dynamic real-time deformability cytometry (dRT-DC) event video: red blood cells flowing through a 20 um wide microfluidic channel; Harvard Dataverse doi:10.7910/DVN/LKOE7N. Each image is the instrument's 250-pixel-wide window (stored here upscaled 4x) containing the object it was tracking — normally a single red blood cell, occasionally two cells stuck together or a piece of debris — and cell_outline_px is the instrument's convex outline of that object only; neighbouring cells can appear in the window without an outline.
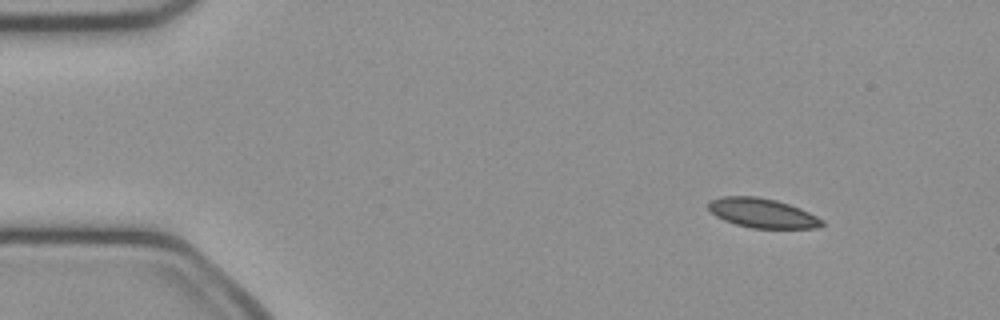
{"species": "common noctule bat (a hibernating species)", "species_latin": "Nyctalus noctula", "temperature_condition": "cold", "stored_images_in_passage": 50, "camera_frame_rate_fps": 3000, "um_per_image_px": 0.085, "animal": {"sex": "female", "body_mass_g": 21.9}, "frame": {"image": 1, "passage_image": 5, "time_ms": 1.333, "image_size_px": [1000, 320], "cell_outline_px": [[824, 224], [820, 228], [752, 228], [736, 224], [724, 220], [716, 216], [708, 208], [708, 200], [724, 196], [756, 196], [776, 200], [800, 208], [824, 220]], "centroid_in_image_um": [64.8, 18.11], "position_along_channel_um": 20.2, "area_um2": 19.48}}
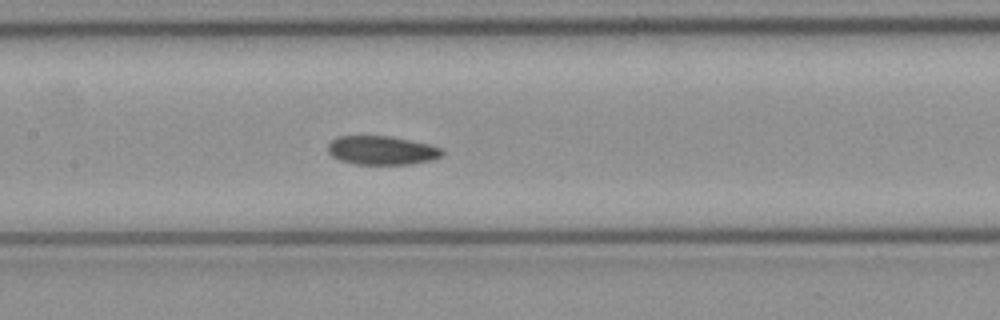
{"frame": {"image": 2, "passage_image": 23, "time_ms": 7.333, "image_size_px": [1000, 320], "cell_outline_px": [[444, 156], [432, 160], [412, 164], [356, 164], [340, 160], [332, 156], [328, 152], [328, 144], [336, 136], [392, 136], [428, 144], [444, 148]], "centroid_in_image_um": [32.49, 12.78], "position_along_channel_um": 174.9, "area_um2": 19.36}}
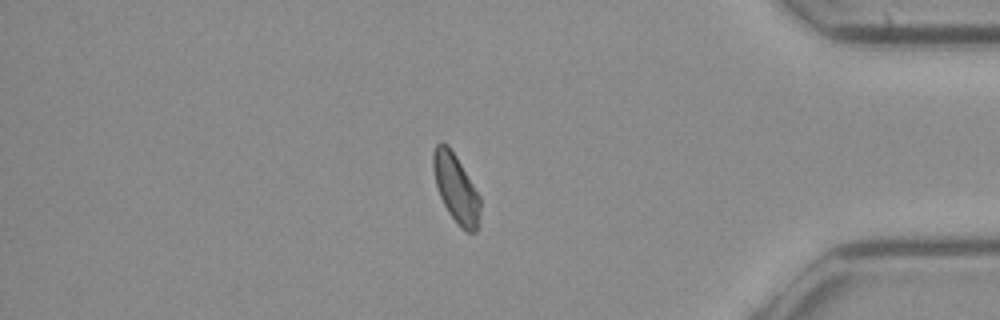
{"frame": {"image": 3, "passage_image": 42, "time_ms": 13.667, "image_size_px": [1000, 320], "cell_outline_px": [[480, 212], [476, 232], [468, 232], [448, 212], [440, 196], [436, 184], [432, 168], [432, 152], [436, 144], [448, 144], [456, 156], [480, 196]], "centroid_in_image_um": [38.74, 15.96], "position_along_channel_um": 396.5, "area_um2": 18.32}}